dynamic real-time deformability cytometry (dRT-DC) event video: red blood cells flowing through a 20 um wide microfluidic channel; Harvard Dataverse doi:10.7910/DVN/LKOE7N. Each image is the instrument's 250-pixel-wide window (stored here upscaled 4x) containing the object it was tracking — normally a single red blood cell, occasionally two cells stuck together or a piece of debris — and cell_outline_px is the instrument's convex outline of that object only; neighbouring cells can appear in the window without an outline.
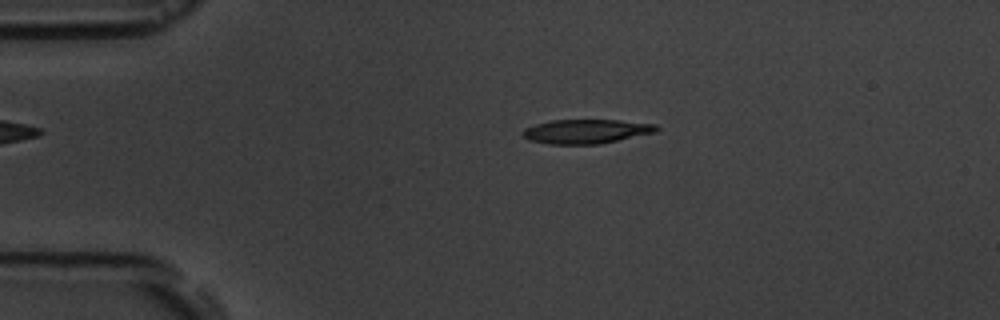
{"species": "common noctule bat (a hibernating species)", "species_latin": "Nyctalus noctula", "temperature_condition": "room temperature", "stored_images_in_passage": 4, "camera_frame_rate_fps": 3000, "um_per_image_px": 0.085, "animal": {"sex": "male", "body_mass_g": 19.5, "forearm_length_mm": 54.6}, "frame": {"image": 1, "passage_image": 3, "time_ms": 2.333, "image_size_px": [1000, 320], "cell_outline_px": [[660, 128], [656, 132], [600, 144], [548, 144], [528, 140], [520, 132], [524, 128], [536, 124], [552, 120], [620, 120], [656, 124]], "centroid_in_image_um": [49.82, 11.17], "position_along_channel_um": 35.2, "area_um2": 18.96}}